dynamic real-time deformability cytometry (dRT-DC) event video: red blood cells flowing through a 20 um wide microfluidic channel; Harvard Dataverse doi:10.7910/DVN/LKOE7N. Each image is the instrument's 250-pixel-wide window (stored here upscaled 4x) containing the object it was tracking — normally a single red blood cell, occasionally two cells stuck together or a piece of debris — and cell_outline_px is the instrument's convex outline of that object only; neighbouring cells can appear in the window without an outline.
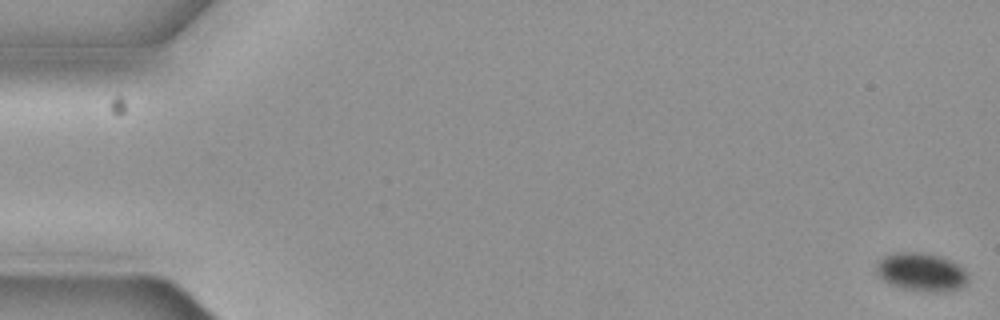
{"species": "common noctule bat (a hibernating species)", "species_latin": "Nyctalus noctula", "temperature_condition": "cold", "stored_images_in_passage": 7, "camera_frame_rate_fps": 3000, "um_per_image_px": 0.085, "animal": {"sex": "female", "body_mass_g": 19.3, "forearm_length_mm": 54.1}, "frame": {"image": 1, "passage_image": 1, "time_ms": 0.0, "image_size_px": [1000, 320], "cell_outline_px": [[968, 280], [960, 288], [948, 292], [928, 292], [900, 288], [884, 280], [880, 276], [876, 268], [876, 264], [884, 256], [896, 252], [916, 252], [940, 256], [964, 268], [968, 276]], "centroid_in_image_um": [78.33, 23.14], "position_along_channel_um": 6.7, "area_um2": 20.35}}
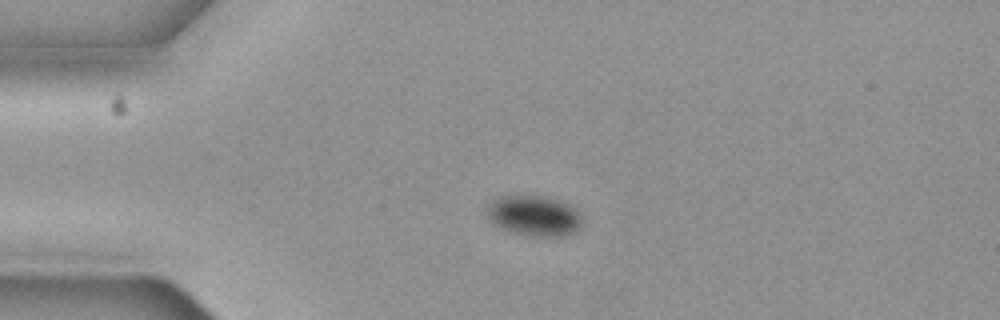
{"frame": {"image": 2, "passage_image": 5, "time_ms": 1.333, "image_size_px": [1000, 320], "cell_outline_px": [[580, 228], [576, 232], [564, 236], [532, 236], [508, 232], [492, 224], [488, 216], [488, 208], [500, 196], [544, 196], [568, 204], [576, 208], [580, 216]], "centroid_in_image_um": [45.41, 18.37], "position_along_channel_um": 39.6, "area_um2": 22.25}}